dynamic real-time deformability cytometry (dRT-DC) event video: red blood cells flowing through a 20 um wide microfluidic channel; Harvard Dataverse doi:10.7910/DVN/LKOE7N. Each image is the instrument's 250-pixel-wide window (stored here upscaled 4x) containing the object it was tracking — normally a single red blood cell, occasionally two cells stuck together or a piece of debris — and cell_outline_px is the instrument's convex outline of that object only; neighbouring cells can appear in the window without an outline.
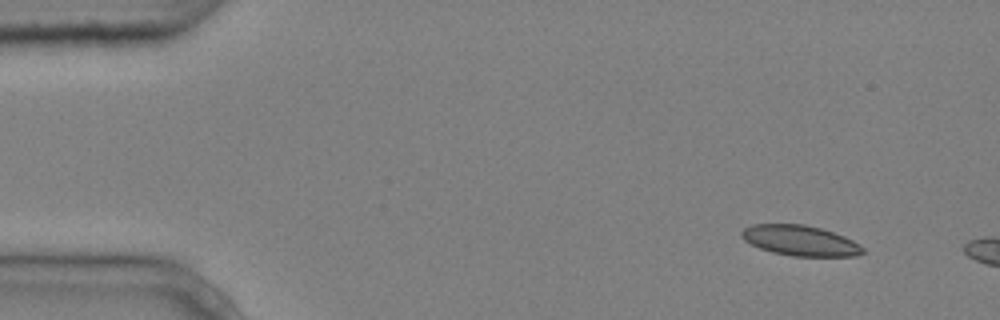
{"species": "common noctule bat (a hibernating species)", "species_latin": "Nyctalus noctula", "temperature_condition": "cold", "stored_images_in_passage": 3, "camera_frame_rate_fps": 3000, "um_per_image_px": 0.085, "animal": {"sex": "male", "body_mass_g": 20.4}, "frame": {"image": 1, "passage_image": 1, "time_ms": 0.0, "image_size_px": [1000, 320], "cell_outline_px": [[864, 252], [856, 256], [792, 256], [772, 252], [760, 248], [744, 240], [740, 236], [740, 232], [744, 228], [752, 224], [804, 224], [820, 228], [844, 236], [860, 244], [864, 248]], "centroid_in_image_um": [68.01, 20.44], "position_along_channel_um": 17.0, "area_um2": 21.44}}